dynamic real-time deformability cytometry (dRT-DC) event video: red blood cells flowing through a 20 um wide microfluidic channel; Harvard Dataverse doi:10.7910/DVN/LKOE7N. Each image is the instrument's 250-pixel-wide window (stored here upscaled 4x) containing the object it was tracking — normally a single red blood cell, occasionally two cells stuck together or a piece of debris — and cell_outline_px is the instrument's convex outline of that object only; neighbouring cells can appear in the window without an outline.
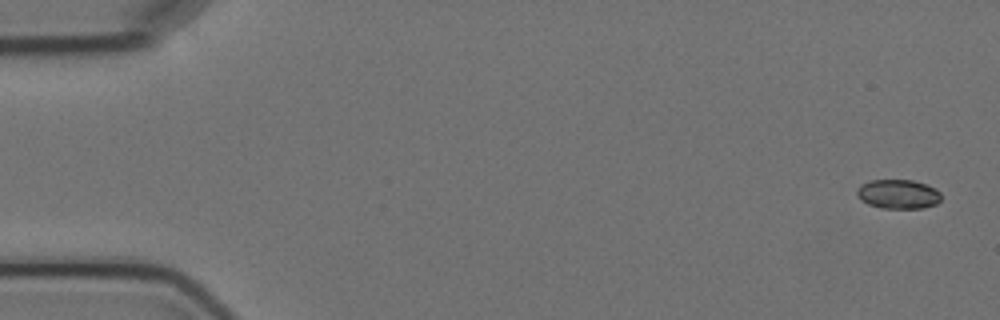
{"species": "Egyptian fruit bat (a non-hibernating species)", "species_latin": "Rousettus aegyptiacus", "temperature_condition": "cold", "stored_images_in_passage": 4, "camera_frame_rate_fps": 3000, "um_per_image_px": 0.085, "animal": {"sex": "female"}, "frame": {"image": 1, "passage_image": 1, "time_ms": 0.0, "image_size_px": [1000, 320], "cell_outline_px": [[940, 200], [936, 204], [924, 208], [880, 208], [868, 204], [860, 200], [856, 192], [856, 188], [860, 184], [868, 180], [912, 180], [936, 188], [940, 192]], "centroid_in_image_um": [76.31, 16.5], "position_along_channel_um": 8.7, "area_um2": 14.51}}
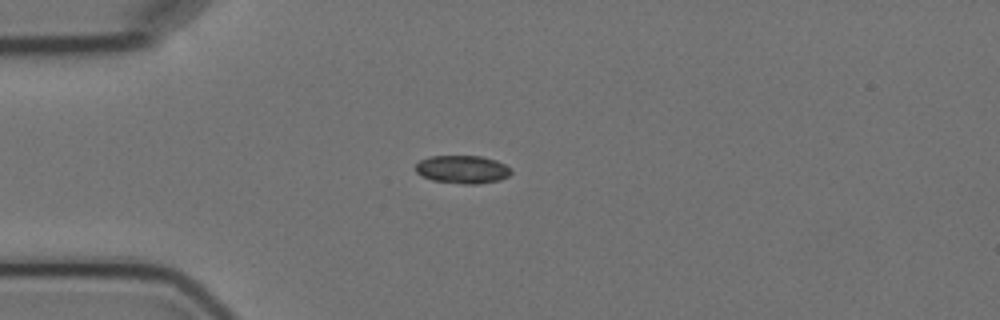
{"frame": {"image": 2, "passage_image": 4, "time_ms": 4.333, "image_size_px": [1000, 320], "cell_outline_px": [[512, 172], [508, 176], [500, 180], [476, 184], [464, 184], [432, 180], [420, 176], [416, 172], [416, 164], [420, 160], [428, 156], [480, 156], [496, 160], [512, 168]], "centroid_in_image_um": [39.3, 14.4], "position_along_channel_um": 45.7, "area_um2": 15.72}}